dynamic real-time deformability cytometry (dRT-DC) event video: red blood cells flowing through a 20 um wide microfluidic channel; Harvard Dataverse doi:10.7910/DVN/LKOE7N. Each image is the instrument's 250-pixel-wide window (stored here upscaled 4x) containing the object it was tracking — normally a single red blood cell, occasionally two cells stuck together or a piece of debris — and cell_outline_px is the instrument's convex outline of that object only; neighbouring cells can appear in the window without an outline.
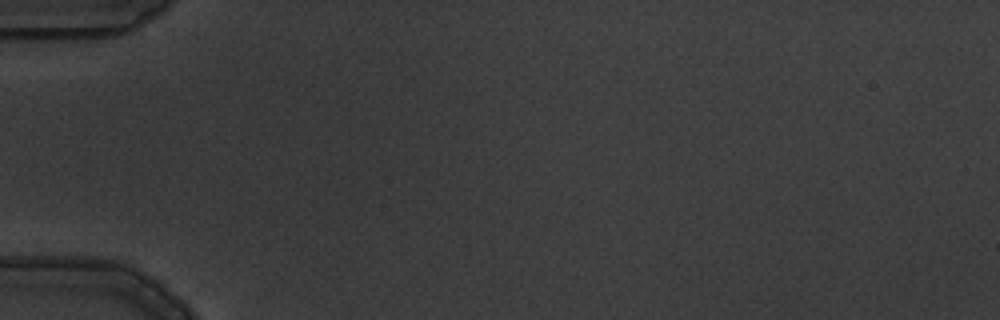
{"species": "common noctule bat (a hibernating species)", "species_latin": "Nyctalus noctula", "temperature_condition": "warm", "stored_images_in_passage": 2, "camera_frame_rate_fps": 3000, "um_per_image_px": 0.085, "animal": {"sex": "male", "body_mass_g": 19.5, "forearm_length_mm": 54.6}, "frame": {"image": 1, "passage_image": 1, "time_ms": 0.0, "image_size_px": [1000, 320], "cell_outline_px": [[164, 300], [16, 268], [16, 264], [84, 260], [112, 260], [132, 264], [156, 280]], "centroid_in_image_um": [8.57, 23.38], "position_along_channel_um": 76.4, "area_um2": 20.58}}